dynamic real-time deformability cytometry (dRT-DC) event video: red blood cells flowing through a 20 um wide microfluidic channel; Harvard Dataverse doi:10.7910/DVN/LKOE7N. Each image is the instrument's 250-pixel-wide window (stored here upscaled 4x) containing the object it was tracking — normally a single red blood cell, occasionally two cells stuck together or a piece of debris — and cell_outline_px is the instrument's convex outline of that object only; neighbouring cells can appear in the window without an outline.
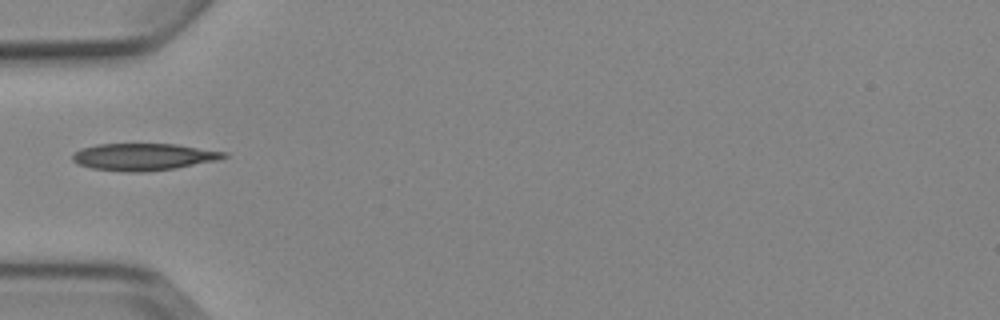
{"species": "Egyptian fruit bat (a non-hibernating species)", "species_latin": "Rousettus aegyptiacus", "temperature_condition": "cold", "stored_images_in_passage": 1, "camera_frame_rate_fps": 3000, "um_per_image_px": 0.085, "animal": {"sex": "female"}, "frame": {"image": 1, "passage_image": 1, "time_ms": 0.0, "image_size_px": [1000, 320], "cell_outline_px": [[228, 156], [216, 160], [176, 168], [144, 172], [128, 172], [92, 168], [76, 164], [72, 160], [72, 156], [80, 148], [96, 144], [176, 144], [228, 152]], "centroid_in_image_um": [12.19, 13.33], "position_along_channel_um": 72.8, "area_um2": 23.87}}